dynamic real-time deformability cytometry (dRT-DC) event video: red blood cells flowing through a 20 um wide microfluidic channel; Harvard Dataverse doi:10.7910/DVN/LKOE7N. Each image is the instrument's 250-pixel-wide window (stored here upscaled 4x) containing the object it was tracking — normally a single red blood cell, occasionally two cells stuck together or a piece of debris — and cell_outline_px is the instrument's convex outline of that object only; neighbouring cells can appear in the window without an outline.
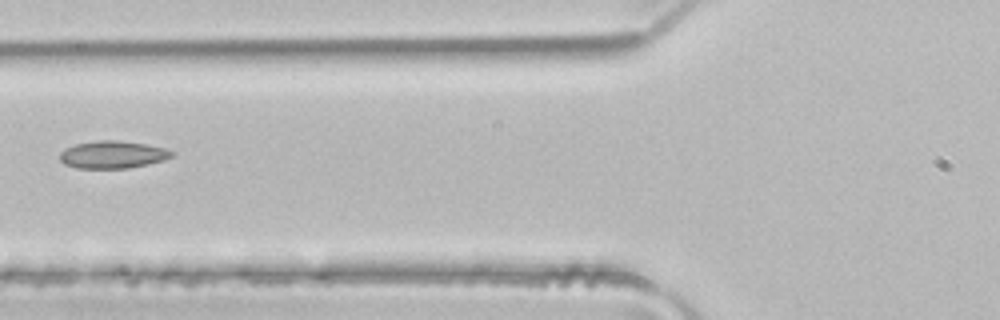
{"species": "common noctule bat (a hibernating species)", "species_latin": "Nyctalus noctula", "temperature_condition": "room temperature", "stored_images_in_passage": 3, "camera_frame_rate_fps": 3000, "um_per_image_px": 0.085, "animal": {"sex": "male", "body_mass_g": 21.5, "forearm_length_mm": 52.0}, "frame": {"image": 1, "passage_image": 3, "time_ms": 0.667, "image_size_px": [1000, 320], "cell_outline_px": [[172, 156], [164, 160], [148, 164], [128, 168], [76, 168], [64, 164], [60, 160], [60, 152], [64, 148], [76, 144], [96, 140], [120, 140], [144, 144], [164, 148], [172, 152]], "centroid_in_image_um": [9.53, 13.14], "position_along_channel_um": 116.3, "area_um2": 17.86}}